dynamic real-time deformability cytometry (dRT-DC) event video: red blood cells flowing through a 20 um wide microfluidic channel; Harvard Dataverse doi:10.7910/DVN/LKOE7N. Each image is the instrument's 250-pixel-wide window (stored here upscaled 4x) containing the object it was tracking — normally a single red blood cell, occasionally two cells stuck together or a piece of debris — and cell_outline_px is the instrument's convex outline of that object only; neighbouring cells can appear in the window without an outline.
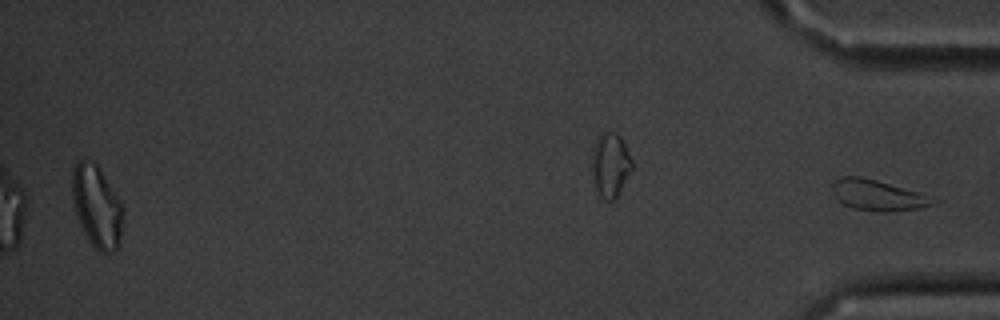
{"species": "common noctule bat (a hibernating species)", "species_latin": "Nyctalus noctula", "temperature_condition": "cold", "stored_images_in_passage": 43, "segment_of_instrument_passage": [2, 2], "camera_frame_rate_fps": 3000, "um_per_image_px": 0.085, "animal": {"sex": "male", "body_mass_g": 20.1, "forearm_length_mm": 53.5}, "frame": {"image": 1, "passage_image": 43, "time_ms": 14.0, "image_size_px": [1000, 320], "cell_outline_px": [[940, 200], [936, 204], [920, 208], [888, 212], [876, 212], [852, 208], [844, 204], [832, 192], [832, 184], [840, 176], [860, 176], [940, 196]], "centroid_in_image_um": [74.77, 16.6], "position_along_channel_um": 360.4, "area_um2": 18.73}}